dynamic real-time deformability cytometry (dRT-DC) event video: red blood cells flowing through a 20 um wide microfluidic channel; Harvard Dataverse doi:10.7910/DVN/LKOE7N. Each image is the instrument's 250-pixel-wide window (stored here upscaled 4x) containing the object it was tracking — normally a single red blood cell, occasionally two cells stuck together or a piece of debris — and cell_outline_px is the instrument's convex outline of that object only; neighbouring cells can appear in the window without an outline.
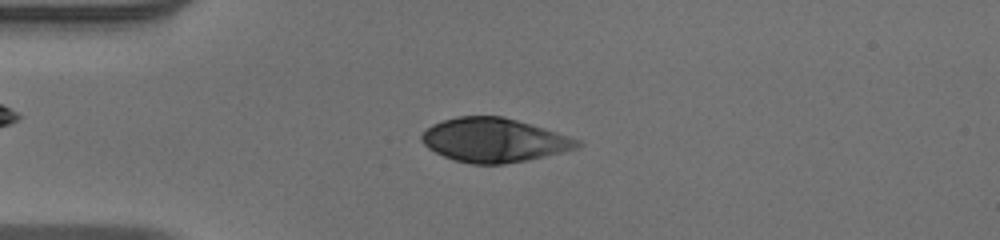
{"species": "human", "species_latin": "Homo sapiens", "temperature_condition": "warm", "stored_images_in_passage": 51, "camera_frame_rate_fps": 3000, "um_per_image_px": 0.085, "donor": {"sex": "male"}, "frame": {"image": 1, "passage_image": 12, "time_ms": 3.667, "image_size_px": [1000, 240], "cell_outline_px": [[584, 144], [576, 148], [528, 160], [504, 164], [472, 164], [456, 160], [444, 156], [428, 148], [420, 140], [420, 136], [432, 124], [456, 116], [500, 116], [516, 120], [544, 128], [580, 140]], "centroid_in_image_um": [41.98, 11.91], "position_along_channel_um": 43.0, "area_um2": 39.54}}
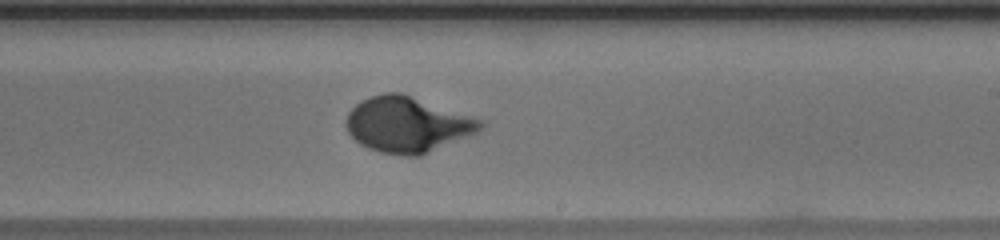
{"frame": {"image": 2, "passage_image": 30, "time_ms": 9.667, "image_size_px": [1000, 240], "cell_outline_px": [[484, 124], [476, 132], [420, 156], [404, 156], [380, 152], [368, 148], [360, 144], [348, 132], [348, 112], [360, 100], [384, 92], [400, 92], [484, 120]], "centroid_in_image_um": [34.62, 10.58], "position_along_channel_um": 254.4, "area_um2": 43.0}}
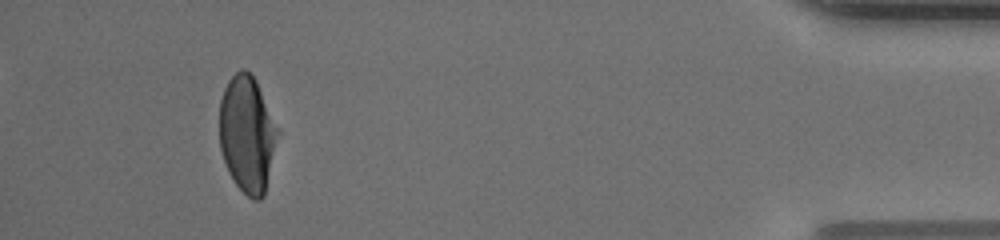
{"frame": {"image": 3, "passage_image": 47, "time_ms": 15.333, "image_size_px": [1000, 240], "cell_outline_px": [[280, 132], [264, 196], [260, 200], [252, 200], [236, 184], [228, 172], [220, 148], [220, 100], [224, 88], [228, 80], [240, 68], [244, 68], [256, 80]], "centroid_in_image_um": [21.02, 11.4], "position_along_channel_um": 414.2, "area_um2": 39.65}, "authors_computed_cell_mechanics": {"area_um2": 41.2692, "velocity_mm_per_s": 3.9341, "shape_relaxation_time_tau1_ms": 3.6674, "shape_relaxation_time_tau2_ms": null, "deformation_change_tau1": 0.2156, "deformation_change_tau2": null}}